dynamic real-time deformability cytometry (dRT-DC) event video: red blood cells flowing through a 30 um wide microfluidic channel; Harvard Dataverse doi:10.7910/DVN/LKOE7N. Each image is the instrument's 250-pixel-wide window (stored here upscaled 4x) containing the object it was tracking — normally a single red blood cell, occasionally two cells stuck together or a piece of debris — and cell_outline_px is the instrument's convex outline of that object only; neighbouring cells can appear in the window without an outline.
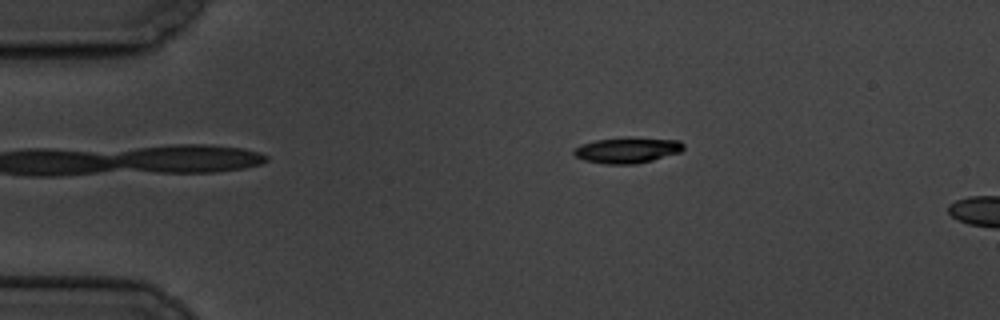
{"species": "common noctule bat (a hibernating species)", "species_latin": "Nyctalus noctula", "temperature_condition": "cold", "stored_images_in_passage": 3, "camera_frame_rate_fps": 3000, "um_per_image_px": 0.085, "animal": {"sex": "male", "body_mass_g": 19.5, "forearm_length_mm": 54.6}, "frame": {"image": 1, "passage_image": 3, "time_ms": 2.333, "image_size_px": [1000, 320], "cell_outline_px": [[684, 148], [680, 152], [652, 160], [636, 164], [604, 164], [584, 160], [576, 156], [572, 152], [572, 148], [580, 144], [596, 140], [628, 136], [680, 140], [684, 144]], "centroid_in_image_um": [53.3, 12.74], "position_along_channel_um": 31.7, "area_um2": 16.82}}